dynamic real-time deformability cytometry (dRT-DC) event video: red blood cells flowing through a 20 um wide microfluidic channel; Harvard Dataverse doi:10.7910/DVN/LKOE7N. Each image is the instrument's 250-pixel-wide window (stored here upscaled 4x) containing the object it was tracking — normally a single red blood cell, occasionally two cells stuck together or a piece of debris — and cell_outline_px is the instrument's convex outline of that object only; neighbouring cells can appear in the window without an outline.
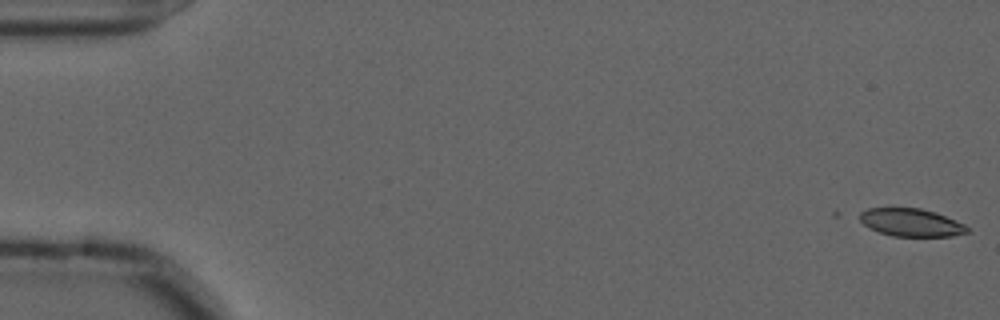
{"species": "common noctule bat (a hibernating species)", "species_latin": "Nyctalus noctula", "temperature_condition": "cold", "stored_images_in_passage": 19, "camera_frame_rate_fps": 3000, "um_per_image_px": 0.085, "animal": {"sex": "male", "forearm_length_mm": 52.5}, "frame": {"image": 1, "passage_image": 1, "time_ms": 0.0, "image_size_px": [1000, 320], "cell_outline_px": [[972, 232], [952, 236], [892, 236], [880, 232], [864, 224], [860, 220], [860, 212], [868, 208], [920, 208], [936, 212], [964, 224]], "centroid_in_image_um": [77.48, 18.91], "position_along_channel_um": 7.5, "area_um2": 17.34}}
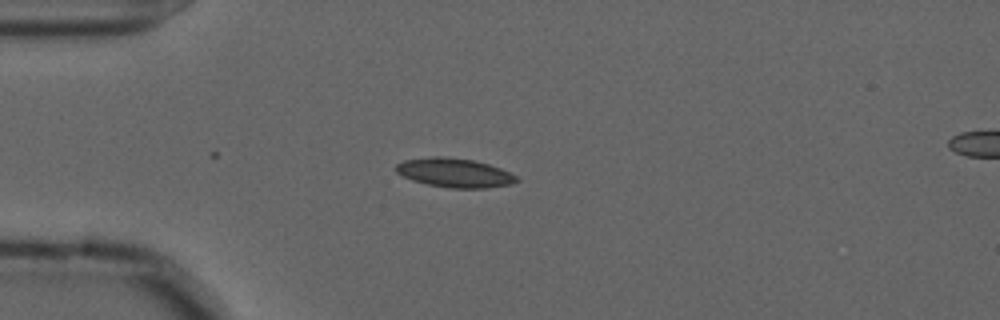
{"frame": {"image": 2, "passage_image": 15, "time_ms": 4.667, "image_size_px": [1000, 320], "cell_outline_px": [[520, 180], [512, 184], [488, 188], [448, 188], [428, 184], [412, 180], [396, 172], [396, 164], [404, 160], [432, 156], [444, 156], [476, 160], [500, 168], [516, 176]], "centroid_in_image_um": [38.65, 14.68], "position_along_channel_um": 46.4, "area_um2": 20.52}}